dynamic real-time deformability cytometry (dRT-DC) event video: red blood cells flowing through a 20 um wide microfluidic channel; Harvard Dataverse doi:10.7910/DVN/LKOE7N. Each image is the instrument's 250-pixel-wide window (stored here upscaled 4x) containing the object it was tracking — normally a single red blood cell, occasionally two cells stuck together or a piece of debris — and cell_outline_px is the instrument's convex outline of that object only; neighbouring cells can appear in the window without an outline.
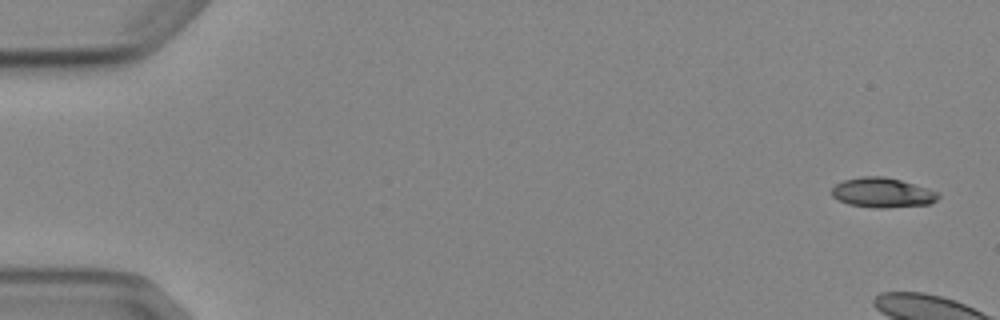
{"species": "Egyptian fruit bat (a non-hibernating species)", "species_latin": "Rousettus aegyptiacus", "temperature_condition": "cold", "stored_images_in_passage": 6, "camera_frame_rate_fps": 3000, "um_per_image_px": 0.085, "animal": {"sex": "female"}, "frame": {"image": 1, "passage_image": 1, "time_ms": 0.0, "image_size_px": [1000, 320], "cell_outline_px": [[940, 196], [936, 200], [928, 204], [888, 208], [872, 208], [848, 204], [832, 196], [832, 188], [836, 184], [844, 180], [860, 176], [884, 176], [900, 180], [928, 188], [940, 192]], "centroid_in_image_um": [75.02, 16.38], "position_along_channel_um": 10.0, "area_um2": 18.55}}
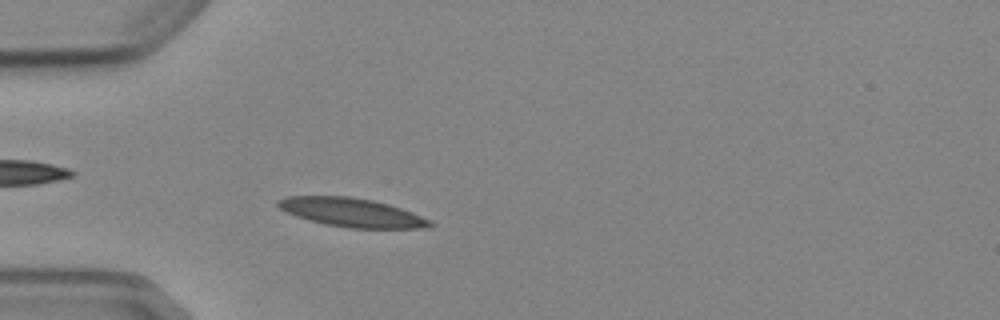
{"frame": {"image": 2, "passage_image": 6, "time_ms": 5.667, "image_size_px": [1000, 320], "cell_outline_px": [[436, 224], [428, 228], [348, 228], [324, 224], [308, 220], [296, 216], [280, 208], [276, 204], [276, 200], [288, 196], [348, 196], [372, 200], [388, 204], [412, 212], [432, 220]], "centroid_in_image_um": [29.92, 18.06], "position_along_channel_um": 55.1, "area_um2": 25.55}}